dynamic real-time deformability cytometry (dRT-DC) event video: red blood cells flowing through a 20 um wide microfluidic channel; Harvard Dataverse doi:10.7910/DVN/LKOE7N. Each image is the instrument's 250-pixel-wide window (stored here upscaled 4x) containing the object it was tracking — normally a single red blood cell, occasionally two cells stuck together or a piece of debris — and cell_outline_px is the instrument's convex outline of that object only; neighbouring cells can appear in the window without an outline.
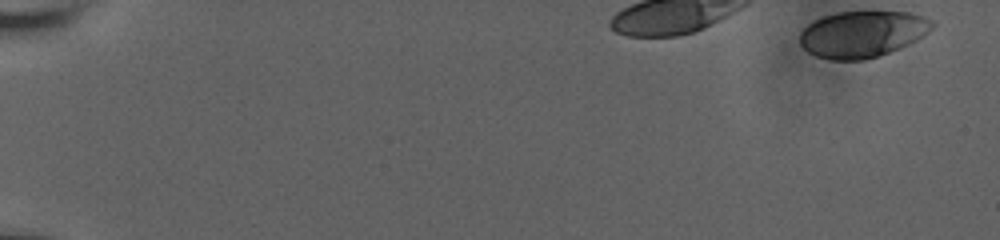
{"species": "human", "species_latin": "Homo sapiens", "temperature_condition": "room temperature", "stored_images_in_passage": 8, "segment_of_instrument_passage": [1, 2], "camera_frame_rate_fps": 3000, "um_per_image_px": 0.085, "donor": {"sex": "male"}, "frame": {"image": 1, "passage_image": 1, "time_ms": 0.0, "image_size_px": [1000, 240], "cell_outline_px": [[936, 24], [928, 32], [916, 40], [900, 48], [864, 60], [832, 60], [816, 56], [808, 52], [800, 44], [800, 32], [808, 24], [824, 16], [840, 12], [908, 12], [924, 16], [932, 20]], "centroid_in_image_um": [73.31, 2.9], "position_along_channel_um": 11.7, "area_um2": 35.6}}
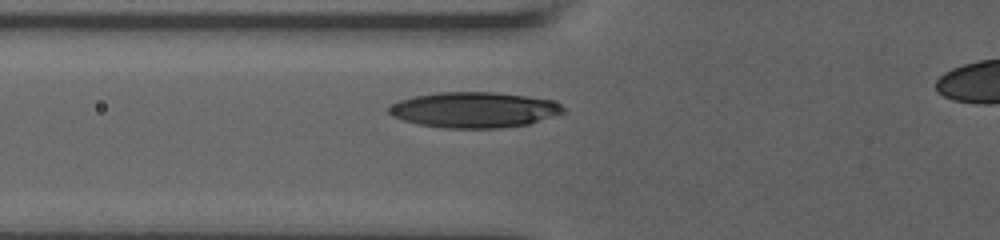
{"frame": {"image": 2, "passage_image": 7, "time_ms": 4.667, "image_size_px": [1000, 240], "cell_outline_px": [[564, 112], [528, 124], [500, 128], [444, 128], [420, 124], [404, 120], [392, 116], [388, 112], [388, 108], [392, 104], [400, 100], [416, 96], [440, 92], [492, 92], [556, 100], [564, 108]], "centroid_in_image_um": [40.31, 9.34], "position_along_channel_um": 85.5, "area_um2": 35.89}}